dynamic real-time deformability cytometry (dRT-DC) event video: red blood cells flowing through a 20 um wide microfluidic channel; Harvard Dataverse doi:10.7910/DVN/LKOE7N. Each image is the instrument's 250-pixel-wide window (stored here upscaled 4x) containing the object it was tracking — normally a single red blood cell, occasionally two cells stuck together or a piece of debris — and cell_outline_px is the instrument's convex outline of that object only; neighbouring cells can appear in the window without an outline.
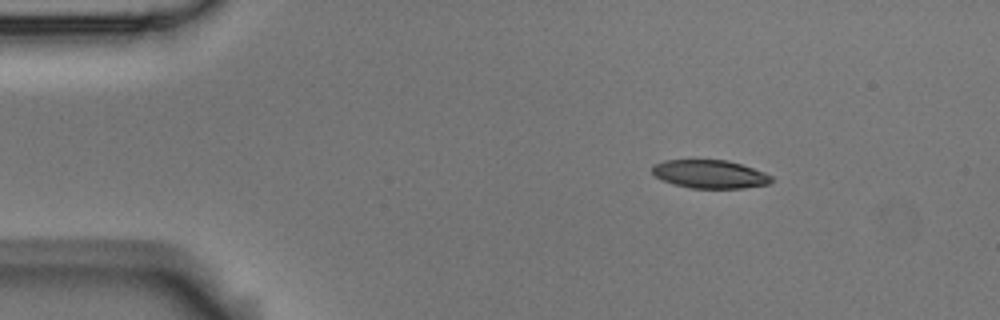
{"species": "Egyptian fruit bat (a non-hibernating species)", "species_latin": "Rousettus aegyptiacus", "temperature_condition": "room temperature", "stored_images_in_passage": 3, "camera_frame_rate_fps": 3000, "um_per_image_px": 0.085, "animal": {"sex": "male"}, "frame": {"image": 1, "passage_image": 1, "time_ms": 0.0, "image_size_px": [1000, 320], "cell_outline_px": [[772, 180], [768, 184], [740, 188], [692, 188], [676, 184], [664, 180], [656, 176], [652, 172], [652, 164], [664, 160], [728, 160], [764, 172], [772, 176]], "centroid_in_image_um": [60.33, 14.79], "position_along_channel_um": 24.7, "area_um2": 19.42}}